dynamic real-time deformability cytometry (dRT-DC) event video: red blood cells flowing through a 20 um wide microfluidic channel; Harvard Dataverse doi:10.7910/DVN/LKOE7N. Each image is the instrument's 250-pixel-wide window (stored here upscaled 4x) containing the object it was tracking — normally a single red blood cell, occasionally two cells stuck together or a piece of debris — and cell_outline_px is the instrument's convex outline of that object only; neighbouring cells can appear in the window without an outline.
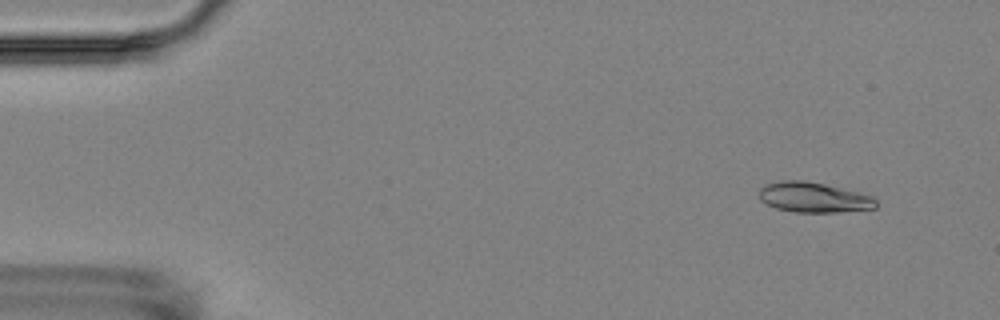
{"species": "Egyptian fruit bat (a non-hibernating species)", "species_latin": "Rousettus aegyptiacus", "temperature_condition": "room temperature", "stored_images_in_passage": 7, "camera_frame_rate_fps": 3000, "um_per_image_px": 0.085, "animal": {"sex": "female"}, "frame": {"image": 1, "passage_image": 2, "time_ms": 1.333, "image_size_px": [1000, 320], "cell_outline_px": [[876, 208], [836, 212], [796, 212], [776, 208], [760, 200], [756, 192], [764, 184], [780, 180], [804, 180], [824, 184], [872, 196], [876, 200]], "centroid_in_image_um": [69.09, 16.77], "position_along_channel_um": 15.9, "area_um2": 20.52}}